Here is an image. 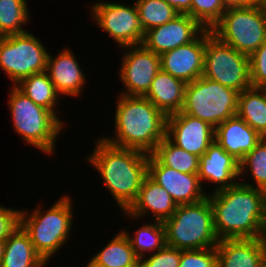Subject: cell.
<instances>
[{
    "label": "cell",
    "instance_id": "obj_23",
    "mask_svg": "<svg viewBox=\"0 0 266 267\" xmlns=\"http://www.w3.org/2000/svg\"><path fill=\"white\" fill-rule=\"evenodd\" d=\"M42 260L29 234L19 224L5 240L0 267H37Z\"/></svg>",
    "mask_w": 266,
    "mask_h": 267
},
{
    "label": "cell",
    "instance_id": "obj_40",
    "mask_svg": "<svg viewBox=\"0 0 266 267\" xmlns=\"http://www.w3.org/2000/svg\"><path fill=\"white\" fill-rule=\"evenodd\" d=\"M50 262H51L50 260L43 259V260L37 265V267H46Z\"/></svg>",
    "mask_w": 266,
    "mask_h": 267
},
{
    "label": "cell",
    "instance_id": "obj_21",
    "mask_svg": "<svg viewBox=\"0 0 266 267\" xmlns=\"http://www.w3.org/2000/svg\"><path fill=\"white\" fill-rule=\"evenodd\" d=\"M261 139L262 137L237 115L215 128V141L239 162Z\"/></svg>",
    "mask_w": 266,
    "mask_h": 267
},
{
    "label": "cell",
    "instance_id": "obj_11",
    "mask_svg": "<svg viewBox=\"0 0 266 267\" xmlns=\"http://www.w3.org/2000/svg\"><path fill=\"white\" fill-rule=\"evenodd\" d=\"M88 6L92 22L115 42L118 49L143 43L146 31L134 1L125 5L120 0H96Z\"/></svg>",
    "mask_w": 266,
    "mask_h": 267
},
{
    "label": "cell",
    "instance_id": "obj_18",
    "mask_svg": "<svg viewBox=\"0 0 266 267\" xmlns=\"http://www.w3.org/2000/svg\"><path fill=\"white\" fill-rule=\"evenodd\" d=\"M198 176L205 191L213 189L208 194L228 188L239 182V161L214 140L200 157Z\"/></svg>",
    "mask_w": 266,
    "mask_h": 267
},
{
    "label": "cell",
    "instance_id": "obj_36",
    "mask_svg": "<svg viewBox=\"0 0 266 267\" xmlns=\"http://www.w3.org/2000/svg\"><path fill=\"white\" fill-rule=\"evenodd\" d=\"M20 210L0 204V240H6L20 224Z\"/></svg>",
    "mask_w": 266,
    "mask_h": 267
},
{
    "label": "cell",
    "instance_id": "obj_3",
    "mask_svg": "<svg viewBox=\"0 0 266 267\" xmlns=\"http://www.w3.org/2000/svg\"><path fill=\"white\" fill-rule=\"evenodd\" d=\"M116 98L113 135H99L111 145L152 154L166 137L168 116L144 96Z\"/></svg>",
    "mask_w": 266,
    "mask_h": 267
},
{
    "label": "cell",
    "instance_id": "obj_38",
    "mask_svg": "<svg viewBox=\"0 0 266 267\" xmlns=\"http://www.w3.org/2000/svg\"><path fill=\"white\" fill-rule=\"evenodd\" d=\"M229 4H258L260 0H226Z\"/></svg>",
    "mask_w": 266,
    "mask_h": 267
},
{
    "label": "cell",
    "instance_id": "obj_30",
    "mask_svg": "<svg viewBox=\"0 0 266 267\" xmlns=\"http://www.w3.org/2000/svg\"><path fill=\"white\" fill-rule=\"evenodd\" d=\"M163 165L182 173L198 174L200 157L177 147L165 137L152 153Z\"/></svg>",
    "mask_w": 266,
    "mask_h": 267
},
{
    "label": "cell",
    "instance_id": "obj_14",
    "mask_svg": "<svg viewBox=\"0 0 266 267\" xmlns=\"http://www.w3.org/2000/svg\"><path fill=\"white\" fill-rule=\"evenodd\" d=\"M166 137L177 147L201 157L215 140V128L180 111L168 115Z\"/></svg>",
    "mask_w": 266,
    "mask_h": 267
},
{
    "label": "cell",
    "instance_id": "obj_12",
    "mask_svg": "<svg viewBox=\"0 0 266 267\" xmlns=\"http://www.w3.org/2000/svg\"><path fill=\"white\" fill-rule=\"evenodd\" d=\"M119 50H122V58L117 76L123 90L117 94L144 96L161 70L160 55L150 51L143 44L125 46Z\"/></svg>",
    "mask_w": 266,
    "mask_h": 267
},
{
    "label": "cell",
    "instance_id": "obj_31",
    "mask_svg": "<svg viewBox=\"0 0 266 267\" xmlns=\"http://www.w3.org/2000/svg\"><path fill=\"white\" fill-rule=\"evenodd\" d=\"M145 31L163 25L179 13L165 0H135Z\"/></svg>",
    "mask_w": 266,
    "mask_h": 267
},
{
    "label": "cell",
    "instance_id": "obj_7",
    "mask_svg": "<svg viewBox=\"0 0 266 267\" xmlns=\"http://www.w3.org/2000/svg\"><path fill=\"white\" fill-rule=\"evenodd\" d=\"M211 32L223 43L250 56L266 40V10L259 4H229Z\"/></svg>",
    "mask_w": 266,
    "mask_h": 267
},
{
    "label": "cell",
    "instance_id": "obj_43",
    "mask_svg": "<svg viewBox=\"0 0 266 267\" xmlns=\"http://www.w3.org/2000/svg\"><path fill=\"white\" fill-rule=\"evenodd\" d=\"M258 4L266 10V0H260Z\"/></svg>",
    "mask_w": 266,
    "mask_h": 267
},
{
    "label": "cell",
    "instance_id": "obj_41",
    "mask_svg": "<svg viewBox=\"0 0 266 267\" xmlns=\"http://www.w3.org/2000/svg\"><path fill=\"white\" fill-rule=\"evenodd\" d=\"M89 261L87 262V264L85 265L86 267H105V266H102V265H97V264H94L90 259H88Z\"/></svg>",
    "mask_w": 266,
    "mask_h": 267
},
{
    "label": "cell",
    "instance_id": "obj_1",
    "mask_svg": "<svg viewBox=\"0 0 266 267\" xmlns=\"http://www.w3.org/2000/svg\"><path fill=\"white\" fill-rule=\"evenodd\" d=\"M94 147L85 158L97 170L120 211H126L136 200L144 178L148 175L149 154L117 147L101 136L95 138Z\"/></svg>",
    "mask_w": 266,
    "mask_h": 267
},
{
    "label": "cell",
    "instance_id": "obj_16",
    "mask_svg": "<svg viewBox=\"0 0 266 267\" xmlns=\"http://www.w3.org/2000/svg\"><path fill=\"white\" fill-rule=\"evenodd\" d=\"M177 204L159 184L148 175L144 178L136 200L126 211H121L122 216L127 217V222L147 220L164 222L169 219L177 208ZM129 219V220H128ZM136 219V220H135Z\"/></svg>",
    "mask_w": 266,
    "mask_h": 267
},
{
    "label": "cell",
    "instance_id": "obj_32",
    "mask_svg": "<svg viewBox=\"0 0 266 267\" xmlns=\"http://www.w3.org/2000/svg\"><path fill=\"white\" fill-rule=\"evenodd\" d=\"M226 0H191L190 16L205 29H211L227 10Z\"/></svg>",
    "mask_w": 266,
    "mask_h": 267
},
{
    "label": "cell",
    "instance_id": "obj_6",
    "mask_svg": "<svg viewBox=\"0 0 266 267\" xmlns=\"http://www.w3.org/2000/svg\"><path fill=\"white\" fill-rule=\"evenodd\" d=\"M163 224L166 245L180 250L213 248L220 241L214 229L208 197L196 203L178 205Z\"/></svg>",
    "mask_w": 266,
    "mask_h": 267
},
{
    "label": "cell",
    "instance_id": "obj_10",
    "mask_svg": "<svg viewBox=\"0 0 266 267\" xmlns=\"http://www.w3.org/2000/svg\"><path fill=\"white\" fill-rule=\"evenodd\" d=\"M202 76L219 82L239 93L252 87L249 56L220 41L212 34L211 29H205V55Z\"/></svg>",
    "mask_w": 266,
    "mask_h": 267
},
{
    "label": "cell",
    "instance_id": "obj_28",
    "mask_svg": "<svg viewBox=\"0 0 266 267\" xmlns=\"http://www.w3.org/2000/svg\"><path fill=\"white\" fill-rule=\"evenodd\" d=\"M239 182L263 191L266 189V137L239 162Z\"/></svg>",
    "mask_w": 266,
    "mask_h": 267
},
{
    "label": "cell",
    "instance_id": "obj_26",
    "mask_svg": "<svg viewBox=\"0 0 266 267\" xmlns=\"http://www.w3.org/2000/svg\"><path fill=\"white\" fill-rule=\"evenodd\" d=\"M15 86L35 104L50 110L60 119L61 114L56 109L60 108L58 102L63 97L56 91L46 71L32 74Z\"/></svg>",
    "mask_w": 266,
    "mask_h": 267
},
{
    "label": "cell",
    "instance_id": "obj_5",
    "mask_svg": "<svg viewBox=\"0 0 266 267\" xmlns=\"http://www.w3.org/2000/svg\"><path fill=\"white\" fill-rule=\"evenodd\" d=\"M9 89L7 105L13 130L22 138L25 145L33 146L44 155L50 157L55 155L56 145H59L58 137L63 134L67 126L64 120L43 106L35 104L16 86H11Z\"/></svg>",
    "mask_w": 266,
    "mask_h": 267
},
{
    "label": "cell",
    "instance_id": "obj_44",
    "mask_svg": "<svg viewBox=\"0 0 266 267\" xmlns=\"http://www.w3.org/2000/svg\"><path fill=\"white\" fill-rule=\"evenodd\" d=\"M264 211H265V220H266V189L264 190Z\"/></svg>",
    "mask_w": 266,
    "mask_h": 267
},
{
    "label": "cell",
    "instance_id": "obj_4",
    "mask_svg": "<svg viewBox=\"0 0 266 267\" xmlns=\"http://www.w3.org/2000/svg\"><path fill=\"white\" fill-rule=\"evenodd\" d=\"M66 194L58 197L47 209L41 203L32 210H20V225L29 234L35 251L42 259L52 261L51 258H55L64 245L68 246L73 234L75 206L73 197Z\"/></svg>",
    "mask_w": 266,
    "mask_h": 267
},
{
    "label": "cell",
    "instance_id": "obj_8",
    "mask_svg": "<svg viewBox=\"0 0 266 267\" xmlns=\"http://www.w3.org/2000/svg\"><path fill=\"white\" fill-rule=\"evenodd\" d=\"M239 92L204 76L186 85L181 112L214 128L236 115Z\"/></svg>",
    "mask_w": 266,
    "mask_h": 267
},
{
    "label": "cell",
    "instance_id": "obj_15",
    "mask_svg": "<svg viewBox=\"0 0 266 267\" xmlns=\"http://www.w3.org/2000/svg\"><path fill=\"white\" fill-rule=\"evenodd\" d=\"M205 28L188 14H178L169 22L146 31L143 45L161 55L194 41Z\"/></svg>",
    "mask_w": 266,
    "mask_h": 267
},
{
    "label": "cell",
    "instance_id": "obj_33",
    "mask_svg": "<svg viewBox=\"0 0 266 267\" xmlns=\"http://www.w3.org/2000/svg\"><path fill=\"white\" fill-rule=\"evenodd\" d=\"M178 267H217L216 248L181 250Z\"/></svg>",
    "mask_w": 266,
    "mask_h": 267
},
{
    "label": "cell",
    "instance_id": "obj_13",
    "mask_svg": "<svg viewBox=\"0 0 266 267\" xmlns=\"http://www.w3.org/2000/svg\"><path fill=\"white\" fill-rule=\"evenodd\" d=\"M148 176L166 189L177 205L199 202L208 196L198 174L182 173L163 165L149 154Z\"/></svg>",
    "mask_w": 266,
    "mask_h": 267
},
{
    "label": "cell",
    "instance_id": "obj_29",
    "mask_svg": "<svg viewBox=\"0 0 266 267\" xmlns=\"http://www.w3.org/2000/svg\"><path fill=\"white\" fill-rule=\"evenodd\" d=\"M27 0H0V37L27 32L31 23Z\"/></svg>",
    "mask_w": 266,
    "mask_h": 267
},
{
    "label": "cell",
    "instance_id": "obj_20",
    "mask_svg": "<svg viewBox=\"0 0 266 267\" xmlns=\"http://www.w3.org/2000/svg\"><path fill=\"white\" fill-rule=\"evenodd\" d=\"M215 248L217 267H261L266 262L261 237L224 239Z\"/></svg>",
    "mask_w": 266,
    "mask_h": 267
},
{
    "label": "cell",
    "instance_id": "obj_19",
    "mask_svg": "<svg viewBox=\"0 0 266 267\" xmlns=\"http://www.w3.org/2000/svg\"><path fill=\"white\" fill-rule=\"evenodd\" d=\"M205 30L192 42L160 55L161 70L188 84L204 70Z\"/></svg>",
    "mask_w": 266,
    "mask_h": 267
},
{
    "label": "cell",
    "instance_id": "obj_42",
    "mask_svg": "<svg viewBox=\"0 0 266 267\" xmlns=\"http://www.w3.org/2000/svg\"><path fill=\"white\" fill-rule=\"evenodd\" d=\"M262 242L264 244V248H265V258H266V230L264 231V233L261 236Z\"/></svg>",
    "mask_w": 266,
    "mask_h": 267
},
{
    "label": "cell",
    "instance_id": "obj_25",
    "mask_svg": "<svg viewBox=\"0 0 266 267\" xmlns=\"http://www.w3.org/2000/svg\"><path fill=\"white\" fill-rule=\"evenodd\" d=\"M236 115L265 138L266 94L263 89L250 87L239 93Z\"/></svg>",
    "mask_w": 266,
    "mask_h": 267
},
{
    "label": "cell",
    "instance_id": "obj_24",
    "mask_svg": "<svg viewBox=\"0 0 266 267\" xmlns=\"http://www.w3.org/2000/svg\"><path fill=\"white\" fill-rule=\"evenodd\" d=\"M114 235L90 260L105 267H139L140 259L124 231L118 230Z\"/></svg>",
    "mask_w": 266,
    "mask_h": 267
},
{
    "label": "cell",
    "instance_id": "obj_2",
    "mask_svg": "<svg viewBox=\"0 0 266 267\" xmlns=\"http://www.w3.org/2000/svg\"><path fill=\"white\" fill-rule=\"evenodd\" d=\"M207 197L219 240L260 238L266 230L263 190L237 182Z\"/></svg>",
    "mask_w": 266,
    "mask_h": 267
},
{
    "label": "cell",
    "instance_id": "obj_17",
    "mask_svg": "<svg viewBox=\"0 0 266 267\" xmlns=\"http://www.w3.org/2000/svg\"><path fill=\"white\" fill-rule=\"evenodd\" d=\"M58 52L55 57L48 53L46 72L61 97L81 98L84 88L88 86L83 67H80L82 65L79 64L77 55L69 46Z\"/></svg>",
    "mask_w": 266,
    "mask_h": 267
},
{
    "label": "cell",
    "instance_id": "obj_45",
    "mask_svg": "<svg viewBox=\"0 0 266 267\" xmlns=\"http://www.w3.org/2000/svg\"><path fill=\"white\" fill-rule=\"evenodd\" d=\"M262 89H263V91H264L265 94H266V85H264V86L262 87Z\"/></svg>",
    "mask_w": 266,
    "mask_h": 267
},
{
    "label": "cell",
    "instance_id": "obj_34",
    "mask_svg": "<svg viewBox=\"0 0 266 267\" xmlns=\"http://www.w3.org/2000/svg\"><path fill=\"white\" fill-rule=\"evenodd\" d=\"M181 250L166 245L162 250L140 259L139 267H178Z\"/></svg>",
    "mask_w": 266,
    "mask_h": 267
},
{
    "label": "cell",
    "instance_id": "obj_35",
    "mask_svg": "<svg viewBox=\"0 0 266 267\" xmlns=\"http://www.w3.org/2000/svg\"><path fill=\"white\" fill-rule=\"evenodd\" d=\"M250 82L254 88L266 85V40L249 56Z\"/></svg>",
    "mask_w": 266,
    "mask_h": 267
},
{
    "label": "cell",
    "instance_id": "obj_22",
    "mask_svg": "<svg viewBox=\"0 0 266 267\" xmlns=\"http://www.w3.org/2000/svg\"><path fill=\"white\" fill-rule=\"evenodd\" d=\"M186 85L170 73L160 70L144 97L168 116L182 110Z\"/></svg>",
    "mask_w": 266,
    "mask_h": 267
},
{
    "label": "cell",
    "instance_id": "obj_39",
    "mask_svg": "<svg viewBox=\"0 0 266 267\" xmlns=\"http://www.w3.org/2000/svg\"><path fill=\"white\" fill-rule=\"evenodd\" d=\"M4 246H5V240H0V264L3 258Z\"/></svg>",
    "mask_w": 266,
    "mask_h": 267
},
{
    "label": "cell",
    "instance_id": "obj_27",
    "mask_svg": "<svg viewBox=\"0 0 266 267\" xmlns=\"http://www.w3.org/2000/svg\"><path fill=\"white\" fill-rule=\"evenodd\" d=\"M127 229L128 227L122 230L129 238L131 246L139 259L162 250L166 246L165 227L163 222L150 221L148 218V220H145L136 231L131 232V229L130 231Z\"/></svg>",
    "mask_w": 266,
    "mask_h": 267
},
{
    "label": "cell",
    "instance_id": "obj_37",
    "mask_svg": "<svg viewBox=\"0 0 266 267\" xmlns=\"http://www.w3.org/2000/svg\"><path fill=\"white\" fill-rule=\"evenodd\" d=\"M179 14H188L190 16L191 0H165Z\"/></svg>",
    "mask_w": 266,
    "mask_h": 267
},
{
    "label": "cell",
    "instance_id": "obj_9",
    "mask_svg": "<svg viewBox=\"0 0 266 267\" xmlns=\"http://www.w3.org/2000/svg\"><path fill=\"white\" fill-rule=\"evenodd\" d=\"M32 31L0 37V69L12 86L32 74L46 71L50 51Z\"/></svg>",
    "mask_w": 266,
    "mask_h": 267
}]
</instances>
